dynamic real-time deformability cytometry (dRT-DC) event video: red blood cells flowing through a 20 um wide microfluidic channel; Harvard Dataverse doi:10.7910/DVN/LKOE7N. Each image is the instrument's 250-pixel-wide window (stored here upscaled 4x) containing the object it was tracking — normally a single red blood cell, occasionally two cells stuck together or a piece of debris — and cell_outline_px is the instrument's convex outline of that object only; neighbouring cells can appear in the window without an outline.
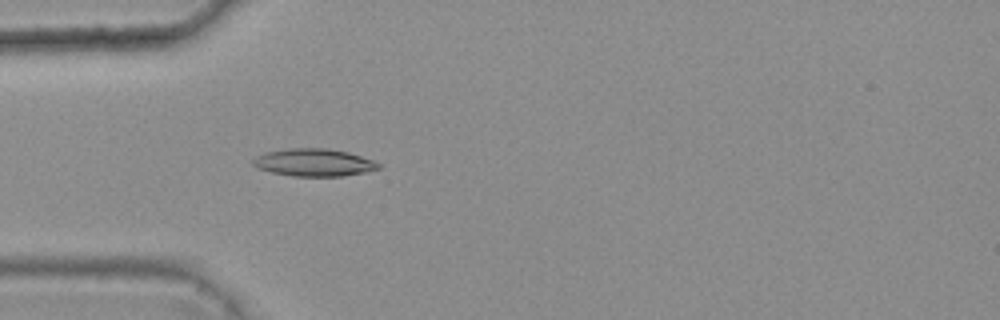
{"species": "common noctule bat (a hibernating species)", "species_latin": "Nyctalus noctula", "temperature_condition": "warm", "stored_images_in_passage": 5, "camera_frame_rate_fps": 3000, "um_per_image_px": 0.085, "animal": {"sex": "female", "body_mass_g": 25.1}, "frame": {"image": 1, "passage_image": 5, "time_ms": 1.333, "image_size_px": [1000, 320], "cell_outline_px": [[380, 168], [364, 172], [344, 176], [292, 176], [272, 172], [256, 168], [252, 164], [252, 160], [256, 156], [264, 152], [288, 148], [328, 148], [348, 152], [372, 160], [380, 164]], "centroid_in_image_um": [26.64, 13.81], "position_along_channel_um": 58.4, "area_um2": 20.17}}